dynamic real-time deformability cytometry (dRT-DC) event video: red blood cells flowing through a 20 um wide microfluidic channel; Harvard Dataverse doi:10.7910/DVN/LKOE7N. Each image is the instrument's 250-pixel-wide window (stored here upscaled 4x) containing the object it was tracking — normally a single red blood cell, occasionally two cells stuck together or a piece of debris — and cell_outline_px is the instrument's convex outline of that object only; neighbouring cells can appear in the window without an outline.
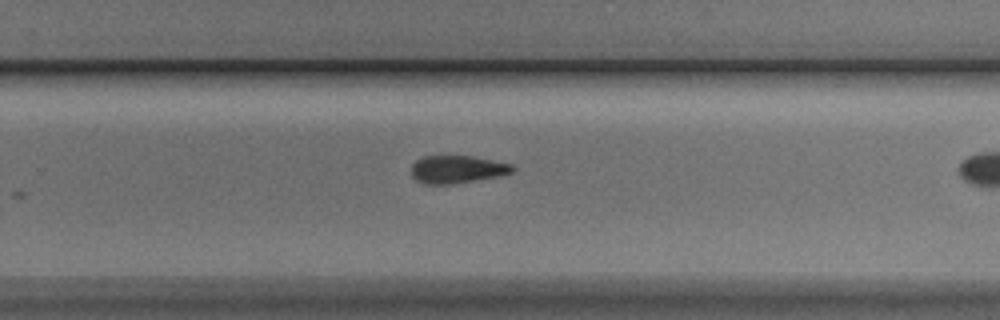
{"species": "Egyptian fruit bat (a non-hibernating species)", "species_latin": "Rousettus aegyptiacus", "temperature_condition": "cold", "stored_images_in_passage": 10, "segment_of_instrument_passage": [1, 2], "camera_frame_rate_fps": 3000, "um_per_image_px": 0.085, "animal": {"sex": "male"}, "frame": {"image": 1, "passage_image": 9, "time_ms": 10.333, "image_size_px": [1000, 320], "cell_outline_px": [[516, 168], [512, 172], [500, 176], [452, 184], [424, 184], [416, 180], [412, 176], [412, 164], [416, 160], [424, 156], [472, 156], [512, 164]], "centroid_in_image_um": [38.86, 14.39], "position_along_channel_um": 290.9, "area_um2": 16.36}}